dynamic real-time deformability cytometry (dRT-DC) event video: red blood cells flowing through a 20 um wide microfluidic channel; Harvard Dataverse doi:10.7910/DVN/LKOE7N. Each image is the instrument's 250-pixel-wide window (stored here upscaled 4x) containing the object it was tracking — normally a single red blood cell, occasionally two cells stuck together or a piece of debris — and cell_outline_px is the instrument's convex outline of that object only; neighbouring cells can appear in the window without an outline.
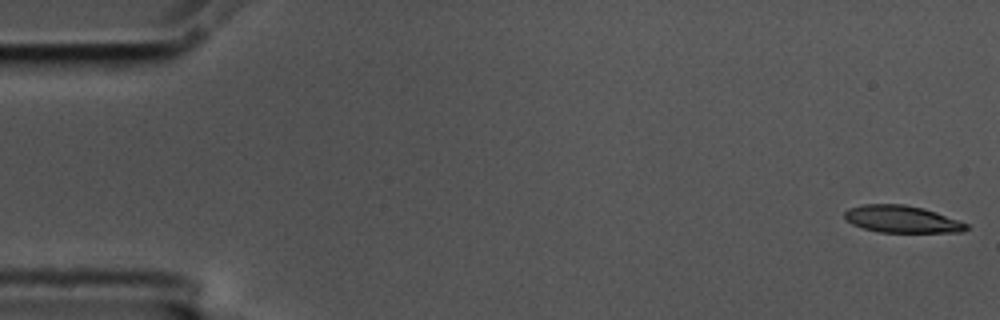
{"species": "common noctule bat (a hibernating species)", "species_latin": "Nyctalus noctula", "temperature_condition": "cold", "stored_images_in_passage": 56, "camera_frame_rate_fps": 3000, "um_per_image_px": 0.085, "animal": {"sex": "male", "body_mass_g": 17.5, "forearm_length_mm": 52.3}, "frame": {"image": 1, "passage_image": 1, "time_ms": 0.0, "image_size_px": [1000, 320], "cell_outline_px": [[968, 228], [964, 232], [880, 232], [864, 228], [852, 224], [844, 216], [844, 212], [848, 208], [864, 204], [904, 204], [924, 208], [936, 212], [968, 224]], "centroid_in_image_um": [76.66, 18.62], "position_along_channel_um": 8.3, "area_um2": 19.13}}
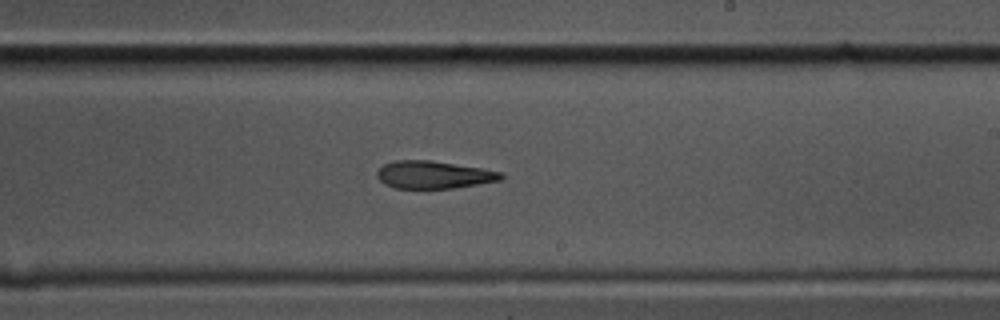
{"frame": {"image": 2, "passage_image": 33, "time_ms": 10.667, "image_size_px": [1000, 320], "cell_outline_px": [[504, 176], [500, 180], [452, 188], [396, 188], [384, 184], [376, 176], [376, 172], [384, 164], [396, 160], [432, 160], [504, 172]], "centroid_in_image_um": [36.84, 14.85], "position_along_channel_um": 252.2, "area_um2": 19.83}}
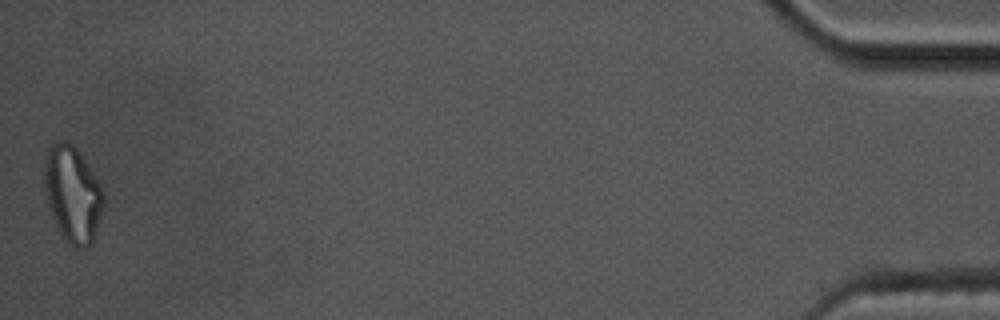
{"frame": {"image": 3, "passage_image": 56, "time_ms": 18.333, "image_size_px": [1000, 320], "cell_outline_px": [[104, 204], [96, 232], [92, 244], [88, 248], [76, 248], [68, 244], [64, 240], [56, 228], [44, 192], [44, 160], [48, 148], [56, 140], [64, 140], [72, 144], [76, 148], [88, 164], [104, 188]], "centroid_in_image_um": [6.17, 16.51], "position_along_channel_um": 429.0, "area_um2": 33.87}, "authors_computed_cell_mechanics": {"area_um2": 21.1259, "velocity_mm_per_s": 3.551, "shape_relaxation_time_tau1_ms": null, "shape_relaxation_time_tau2_ms": 10.294, "deformation_change_tau1": null, "deformation_change_tau2": 0.2624}}